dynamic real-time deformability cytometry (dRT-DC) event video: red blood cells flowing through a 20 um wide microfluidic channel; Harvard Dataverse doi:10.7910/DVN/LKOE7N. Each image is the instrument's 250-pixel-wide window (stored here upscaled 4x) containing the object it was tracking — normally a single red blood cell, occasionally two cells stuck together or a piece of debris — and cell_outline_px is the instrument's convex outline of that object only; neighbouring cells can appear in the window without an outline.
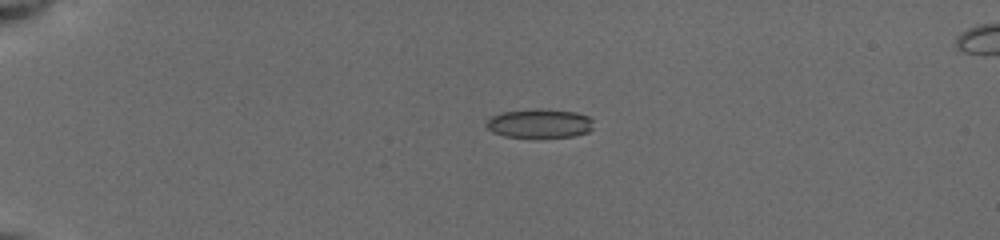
{"species": "common noctule bat (a hibernating species)", "species_latin": "Nyctalus noctula", "temperature_condition": "cold", "stored_images_in_passage": 12, "camera_frame_rate_fps": 3000, "um_per_image_px": 0.085, "animal": {"sex": "female", "body_mass_g": 19.5, "forearm_length_mm": 54.1}, "frame": {"image": 1, "passage_image": 7, "time_ms": 4.333, "image_size_px": [1000, 240], "cell_outline_px": [[592, 128], [588, 132], [576, 136], [504, 136], [492, 132], [484, 124], [492, 116], [500, 112], [532, 108], [544, 108], [576, 112], [588, 116], [592, 120]], "centroid_in_image_um": [45.85, 10.46], "position_along_channel_um": 39.2, "area_um2": 18.09}}
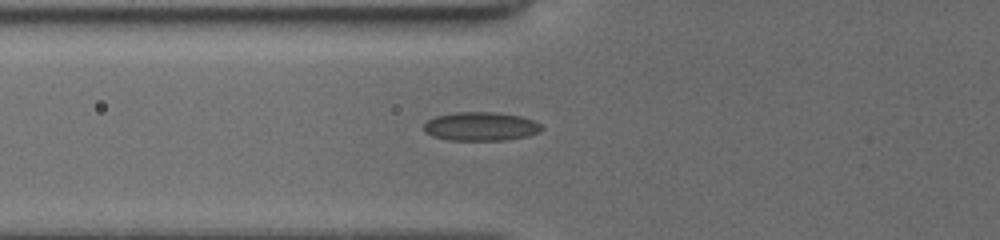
{"frame": {"image": 2, "passage_image": 10, "time_ms": 7.0, "image_size_px": [1000, 240], "cell_outline_px": [[544, 128], [540, 132], [528, 136], [508, 140], [448, 140], [432, 136], [424, 132], [424, 124], [428, 120], [436, 116], [456, 112], [496, 112], [520, 116], [532, 120], [540, 124]], "centroid_in_image_um": [40.87, 10.75], "position_along_channel_um": 84.9, "area_um2": 19.83}}
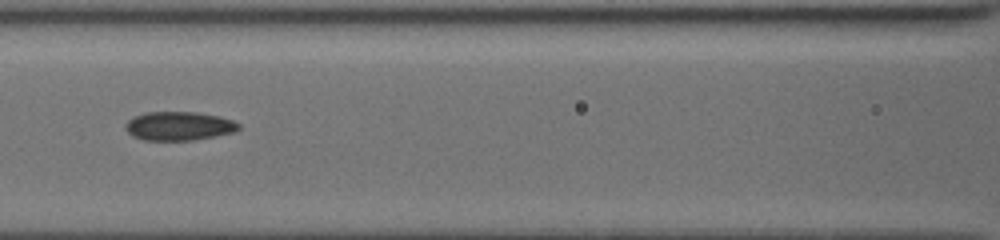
{"frame": {"image": 3, "passage_image": 12, "time_ms": 8.667, "image_size_px": [1000, 240], "cell_outline_px": [[240, 128], [236, 132], [216, 136], [192, 140], [144, 140], [132, 136], [124, 128], [124, 124], [132, 116], [148, 112], [196, 112], [220, 116], [232, 120], [240, 124]], "centroid_in_image_um": [15.2, 10.71], "position_along_channel_um": 151.4, "area_um2": 19.19}}